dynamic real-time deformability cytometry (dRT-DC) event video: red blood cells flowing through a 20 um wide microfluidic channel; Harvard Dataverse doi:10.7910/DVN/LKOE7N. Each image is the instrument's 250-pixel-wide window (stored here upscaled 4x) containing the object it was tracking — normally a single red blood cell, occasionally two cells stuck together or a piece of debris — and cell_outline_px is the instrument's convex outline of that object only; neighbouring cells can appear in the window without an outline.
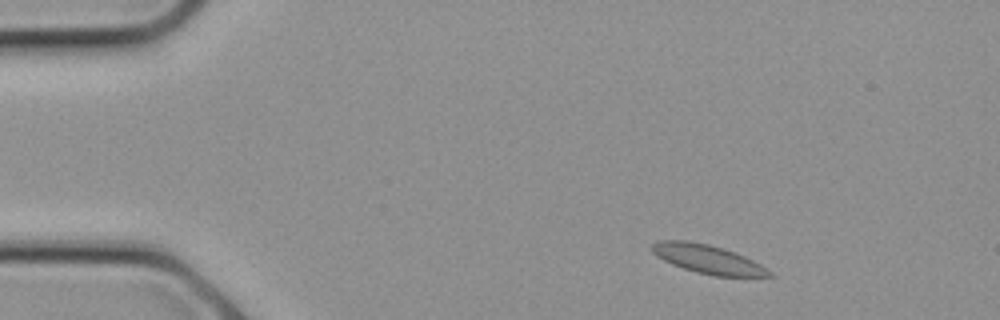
{"species": "common noctule bat (a hibernating species)", "species_latin": "Nyctalus noctula", "temperature_condition": "cold", "stored_images_in_passage": 9, "camera_frame_rate_fps": 3000, "um_per_image_px": 0.085, "animal": {"sex": "female", "body_mass_g": 21.9}, "frame": {"image": 1, "passage_image": 2, "time_ms": 0.333, "image_size_px": [1000, 320], "cell_outline_px": [[776, 276], [716, 276], [696, 272], [672, 264], [656, 256], [652, 252], [652, 244], [660, 240], [688, 240], [708, 244], [736, 252], [760, 264], [772, 272]], "centroid_in_image_um": [60.16, 22.02], "position_along_channel_um": 24.8, "area_um2": 19.54}}
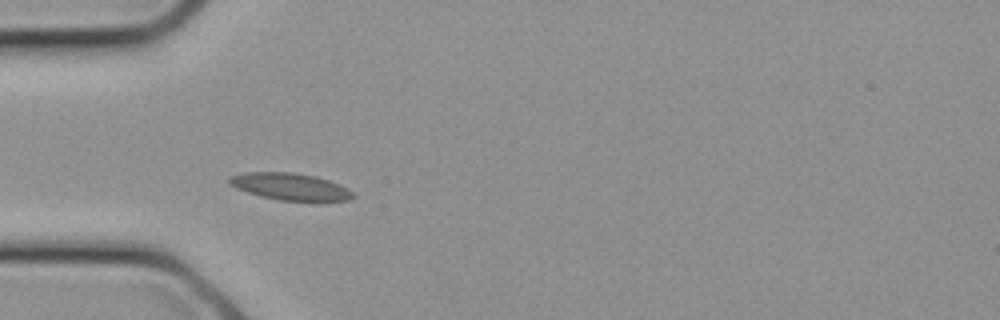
{"frame": {"image": 2, "passage_image": 6, "time_ms": 1.667, "image_size_px": [1000, 320], "cell_outline_px": [[356, 196], [348, 200], [280, 200], [260, 196], [236, 188], [228, 184], [228, 180], [232, 176], [248, 172], [288, 172], [316, 176], [340, 184], [352, 192]], "centroid_in_image_um": [24.65, 15.85], "position_along_channel_um": 60.3, "area_um2": 19.07}}
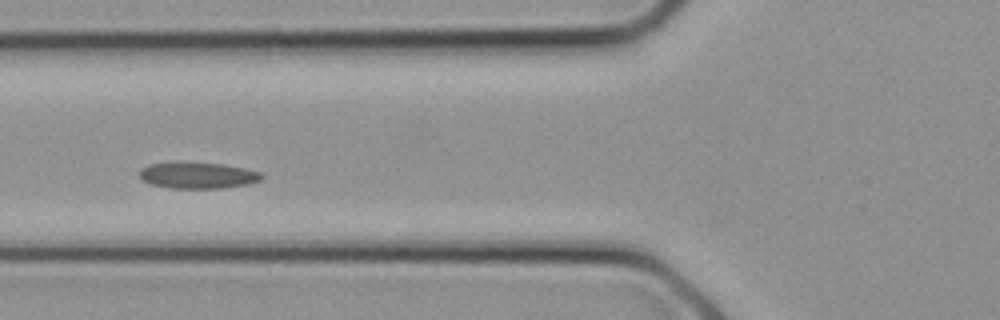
{"frame": {"image": 3, "passage_image": 8, "time_ms": 2.333, "image_size_px": [1000, 320], "cell_outline_px": [[264, 176], [260, 180], [248, 184], [224, 188], [172, 188], [152, 184], [144, 180], [140, 176], [140, 168], [148, 164], [176, 160], [184, 160], [224, 164], [244, 168], [260, 172]], "centroid_in_image_um": [16.78, 14.86], "position_along_channel_um": 109.0, "area_um2": 19.25}}